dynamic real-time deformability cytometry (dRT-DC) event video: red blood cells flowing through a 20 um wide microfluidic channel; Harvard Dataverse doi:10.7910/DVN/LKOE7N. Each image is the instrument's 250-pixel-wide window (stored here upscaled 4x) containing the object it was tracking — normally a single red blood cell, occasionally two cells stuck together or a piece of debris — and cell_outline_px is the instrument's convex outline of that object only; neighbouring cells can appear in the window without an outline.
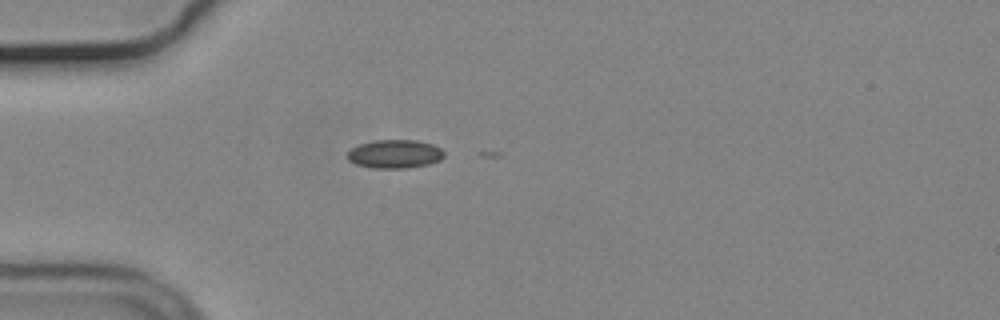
{"species": "common noctule bat (a hibernating species)", "species_latin": "Nyctalus noctula", "temperature_condition": "cold", "stored_images_in_passage": 8, "camera_frame_rate_fps": 3000, "um_per_image_px": 0.085, "animal": {"sex": "male", "body_mass_g": 19.2, "forearm_length_mm": 51.8}, "frame": {"image": 1, "passage_image": 2, "time_ms": 0.333, "image_size_px": [1000, 320], "cell_outline_px": [[444, 156], [440, 160], [428, 164], [408, 168], [372, 168], [356, 164], [348, 160], [348, 152], [352, 148], [360, 144], [376, 140], [416, 140], [432, 144], [440, 148], [444, 152]], "centroid_in_image_um": [33.57, 13.09], "position_along_channel_um": 51.4, "area_um2": 16.01}}
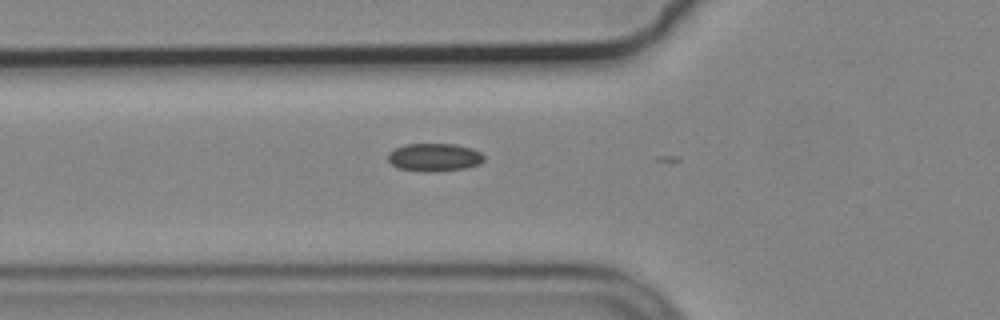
{"frame": {"image": 2, "passage_image": 6, "time_ms": 1.667, "image_size_px": [1000, 320], "cell_outline_px": [[484, 160], [480, 164], [468, 168], [436, 172], [424, 172], [396, 168], [388, 160], [388, 152], [404, 144], [456, 144], [472, 148], [480, 152], [484, 156]], "centroid_in_image_um": [36.93, 13.38], "position_along_channel_um": 88.9, "area_um2": 15.95}}